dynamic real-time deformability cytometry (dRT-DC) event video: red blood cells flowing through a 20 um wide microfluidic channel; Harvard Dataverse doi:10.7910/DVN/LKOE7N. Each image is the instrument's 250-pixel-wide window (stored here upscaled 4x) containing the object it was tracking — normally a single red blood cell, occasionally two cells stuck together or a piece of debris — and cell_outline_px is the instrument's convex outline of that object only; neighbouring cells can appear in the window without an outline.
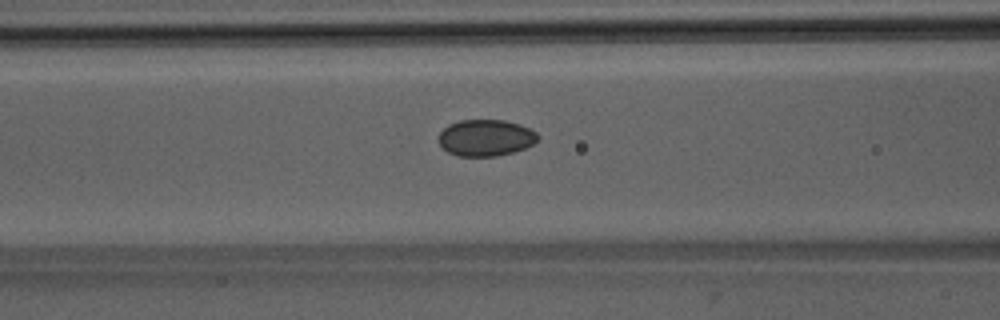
{"species": "Egyptian fruit bat (a non-hibernating species)", "species_latin": "Rousettus aegyptiacus", "temperature_condition": "room temperature", "stored_images_in_passage": 8, "camera_frame_rate_fps": 3000, "um_per_image_px": 0.085, "animal": {"sex": "male"}, "frame": {"image": 1, "passage_image": 6, "time_ms": 1.667, "image_size_px": [1000, 320], "cell_outline_px": [[540, 136], [532, 144], [524, 148], [512, 152], [496, 156], [456, 156], [448, 152], [440, 144], [440, 132], [448, 124], [460, 120], [504, 120], [520, 124], [536, 132]], "centroid_in_image_um": [41.28, 11.7], "position_along_channel_um": 125.3, "area_um2": 20.98}}